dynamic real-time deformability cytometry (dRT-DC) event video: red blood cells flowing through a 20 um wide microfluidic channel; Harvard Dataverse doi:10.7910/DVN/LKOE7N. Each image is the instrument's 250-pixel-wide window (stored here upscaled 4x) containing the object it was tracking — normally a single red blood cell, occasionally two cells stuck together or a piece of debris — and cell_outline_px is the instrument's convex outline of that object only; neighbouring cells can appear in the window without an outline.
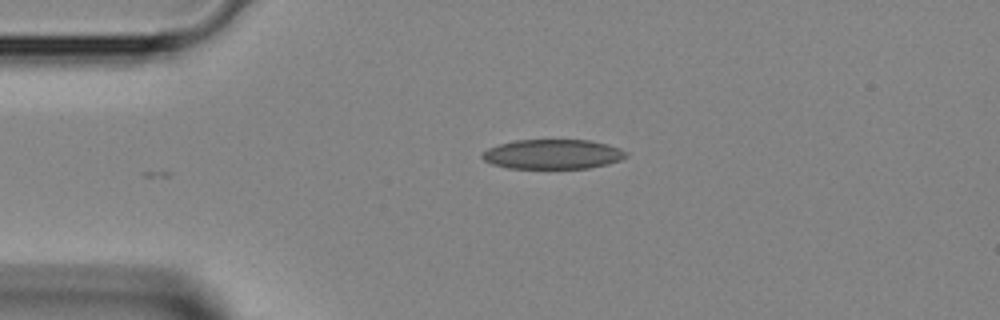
{"species": "Egyptian fruit bat (a non-hibernating species)", "species_latin": "Rousettus aegyptiacus", "temperature_condition": "room temperature", "stored_images_in_passage": 2, "camera_frame_rate_fps": 3000, "um_per_image_px": 0.085, "animal": {"sex": "female"}, "frame": {"image": 1, "passage_image": 2, "time_ms": 0.333, "image_size_px": [1000, 320], "cell_outline_px": [[628, 156], [620, 160], [608, 164], [588, 168], [508, 168], [492, 164], [484, 160], [480, 156], [488, 148], [500, 144], [516, 140], [588, 140], [608, 144], [620, 148], [628, 152]], "centroid_in_image_um": [47.01, 13.11], "position_along_channel_um": 38.0, "area_um2": 24.85}}